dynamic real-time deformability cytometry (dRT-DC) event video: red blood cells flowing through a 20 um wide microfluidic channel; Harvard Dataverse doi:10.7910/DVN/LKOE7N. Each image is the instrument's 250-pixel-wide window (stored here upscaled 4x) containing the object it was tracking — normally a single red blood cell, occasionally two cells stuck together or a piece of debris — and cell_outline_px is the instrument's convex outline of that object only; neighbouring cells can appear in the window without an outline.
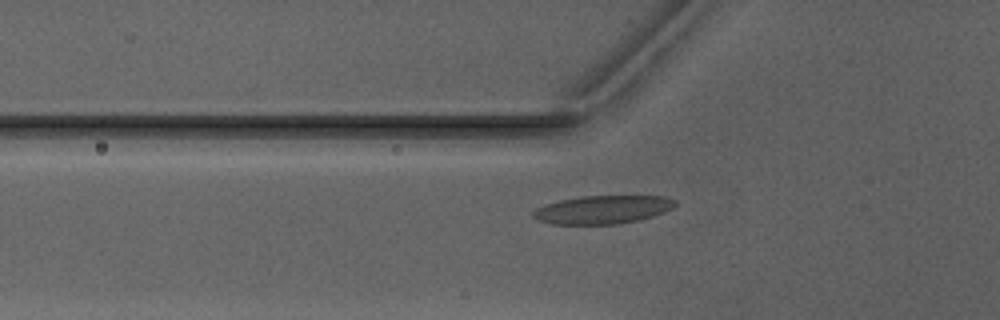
{"species": "Egyptian fruit bat (a non-hibernating species)", "species_latin": "Rousettus aegyptiacus", "temperature_condition": "warm", "stored_images_in_passage": 47, "camera_frame_rate_fps": 3000, "um_per_image_px": 0.085, "animal": {"sex": "male"}, "frame": {"image": 1, "passage_image": 19, "time_ms": 6.0, "image_size_px": [1000, 320], "cell_outline_px": [[676, 204], [672, 208], [664, 212], [652, 216], [636, 220], [616, 224], [552, 224], [536, 220], [532, 216], [532, 212], [536, 208], [544, 204], [560, 200], [584, 196], [668, 196], [676, 200]], "centroid_in_image_um": [51.2, 17.81], "position_along_channel_um": 74.6, "area_um2": 23.41}}
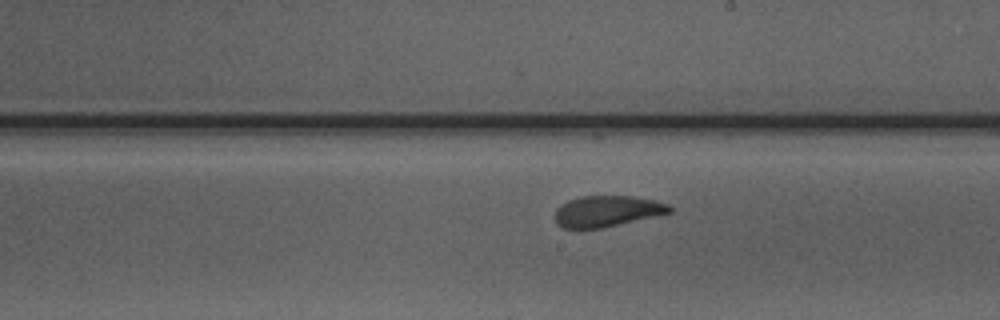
{"frame": {"image": 2, "passage_image": 31, "time_ms": 10.0, "image_size_px": [1000, 320], "cell_outline_px": [[672, 212], [604, 228], [560, 228], [556, 224], [556, 208], [560, 204], [568, 200], [580, 196], [632, 196], [652, 200], [668, 204], [672, 208]], "centroid_in_image_um": [51.57, 17.95], "position_along_channel_um": 237.4, "area_um2": 20.75}}
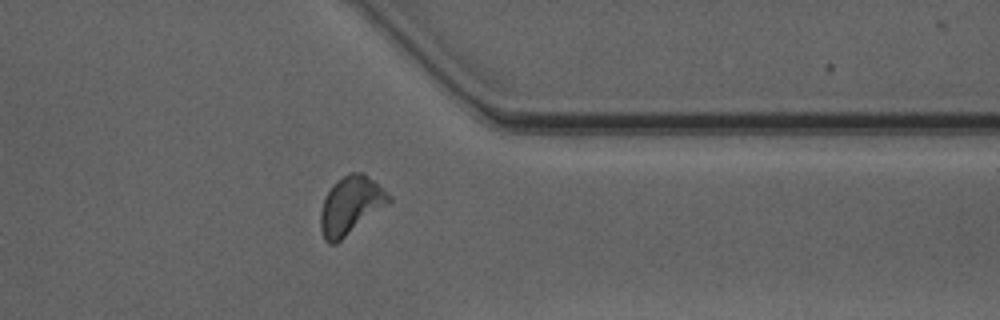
{"frame": {"image": 3, "passage_image": 42, "time_ms": 13.667, "image_size_px": [1000, 320], "cell_outline_px": [[392, 200], [388, 204], [336, 244], [328, 244], [324, 240], [320, 228], [320, 212], [324, 200], [332, 184], [336, 180], [348, 172], [364, 172], [384, 188], [392, 196]], "centroid_in_image_um": [29.81, 17.44], "position_along_channel_um": 381.6, "area_um2": 23.29}}